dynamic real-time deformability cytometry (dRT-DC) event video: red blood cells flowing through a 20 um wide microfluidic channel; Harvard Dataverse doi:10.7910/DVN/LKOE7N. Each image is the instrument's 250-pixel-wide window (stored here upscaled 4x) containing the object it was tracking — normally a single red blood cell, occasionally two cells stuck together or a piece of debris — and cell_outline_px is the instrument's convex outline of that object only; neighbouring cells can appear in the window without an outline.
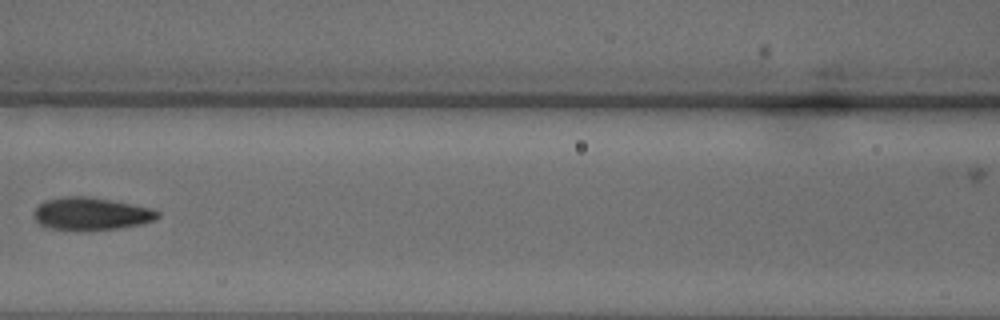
{"species": "common noctule bat (a hibernating species)", "species_latin": "Nyctalus noctula", "temperature_condition": "warm", "stored_images_in_passage": 31, "camera_frame_rate_fps": 3000, "um_per_image_px": 0.085, "animal": {"sex": "male", "body_mass_g": 18.8}, "frame": {"image": 1, "passage_image": 13, "time_ms": 4.0, "image_size_px": [1000, 320], "cell_outline_px": [[160, 216], [152, 220], [140, 224], [116, 228], [84, 232], [80, 232], [48, 228], [40, 224], [32, 216], [36, 208], [44, 200], [64, 196], [84, 196], [132, 204], [152, 208], [160, 212]], "centroid_in_image_um": [7.7, 18.19], "position_along_channel_um": 158.9, "area_um2": 23.76}}